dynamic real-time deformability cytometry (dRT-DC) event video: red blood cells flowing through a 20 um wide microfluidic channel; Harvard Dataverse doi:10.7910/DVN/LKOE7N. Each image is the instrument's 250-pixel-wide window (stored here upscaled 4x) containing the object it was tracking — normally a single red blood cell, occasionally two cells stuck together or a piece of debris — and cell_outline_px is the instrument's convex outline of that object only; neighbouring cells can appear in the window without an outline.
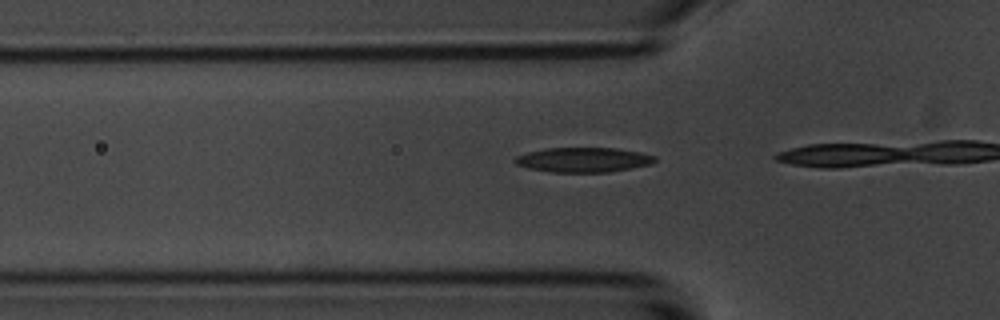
{"species": "common noctule bat (a hibernating species)", "species_latin": "Nyctalus noctula", "temperature_condition": "room temperature", "stored_images_in_passage": 16, "camera_frame_rate_fps": 3000, "um_per_image_px": 0.085, "animal": {"sex": "male", "body_mass_g": 20.1, "forearm_length_mm": 53.5}, "frame": {"image": 1, "passage_image": 14, "time_ms": 4.333, "image_size_px": [1000, 320], "cell_outline_px": [[656, 160], [652, 164], [632, 168], [608, 172], [552, 172], [528, 168], [516, 164], [512, 160], [516, 156], [528, 152], [544, 148], [616, 148], [640, 152], [656, 156]], "centroid_in_image_um": [49.59, 13.58], "position_along_channel_um": 76.2, "area_um2": 20.23}}